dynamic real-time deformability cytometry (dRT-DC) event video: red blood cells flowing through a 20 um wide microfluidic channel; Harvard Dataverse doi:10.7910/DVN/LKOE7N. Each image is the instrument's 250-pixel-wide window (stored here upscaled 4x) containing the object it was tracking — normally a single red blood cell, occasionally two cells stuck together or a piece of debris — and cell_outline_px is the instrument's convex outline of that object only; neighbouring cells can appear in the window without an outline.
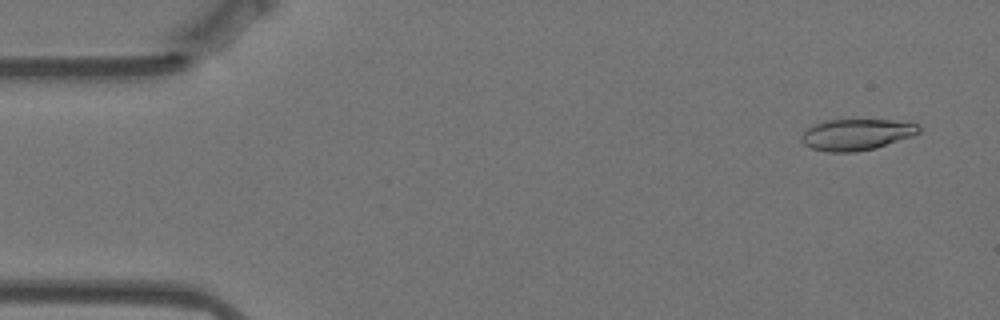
{"species": "Egyptian fruit bat (a non-hibernating species)", "species_latin": "Rousettus aegyptiacus", "temperature_condition": "warm", "stored_images_in_passage": 57, "camera_frame_rate_fps": 3000, "um_per_image_px": 0.085, "animal": {"sex": "female"}, "frame": {"image": 1, "passage_image": 3, "time_ms": 0.667, "image_size_px": [1000, 320], "cell_outline_px": [[920, 132], [912, 136], [876, 148], [856, 152], [828, 152], [812, 148], [804, 144], [800, 140], [800, 136], [812, 124], [828, 120], [892, 120], [920, 124]], "centroid_in_image_um": [72.8, 11.44], "position_along_channel_um": 12.2, "area_um2": 21.44}}
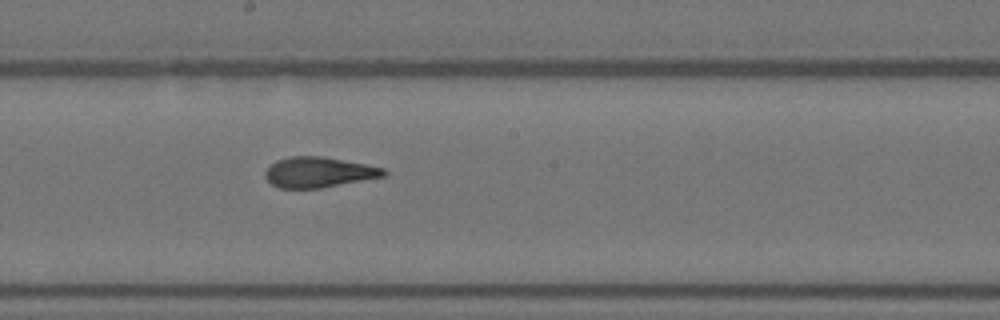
{"frame": {"image": 2, "passage_image": 30, "time_ms": 9.667, "image_size_px": [1000, 320], "cell_outline_px": [[388, 172], [384, 176], [320, 188], [280, 188], [272, 184], [264, 176], [264, 172], [276, 160], [288, 156], [324, 156], [384, 168]], "centroid_in_image_um": [27.06, 14.63], "position_along_channel_um": 221.1, "area_um2": 20.87}}
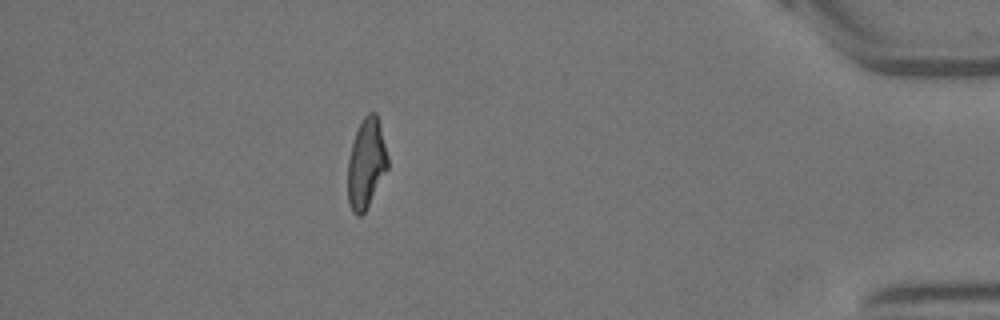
{"frame": {"image": 3, "passage_image": 50, "time_ms": 16.333, "image_size_px": [1000, 320], "cell_outline_px": [[388, 168], [364, 212], [360, 216], [356, 216], [352, 212], [348, 200], [348, 160], [352, 144], [356, 132], [364, 116], [368, 112], [376, 112], [380, 124], [388, 156]], "centroid_in_image_um": [31.13, 13.88], "position_along_channel_um": 404.1, "area_um2": 20.69}, "authors_computed_cell_mechanics": {"area_um2": 21.5594, "velocity_mm_per_s": 3.5165, "shape_relaxation_time_tau1_ms": 10.5528, "shape_relaxation_time_tau2_ms": 1.7187, "deformation_change_tau1": 0.2655, "deformation_change_tau2": 0.0974}}